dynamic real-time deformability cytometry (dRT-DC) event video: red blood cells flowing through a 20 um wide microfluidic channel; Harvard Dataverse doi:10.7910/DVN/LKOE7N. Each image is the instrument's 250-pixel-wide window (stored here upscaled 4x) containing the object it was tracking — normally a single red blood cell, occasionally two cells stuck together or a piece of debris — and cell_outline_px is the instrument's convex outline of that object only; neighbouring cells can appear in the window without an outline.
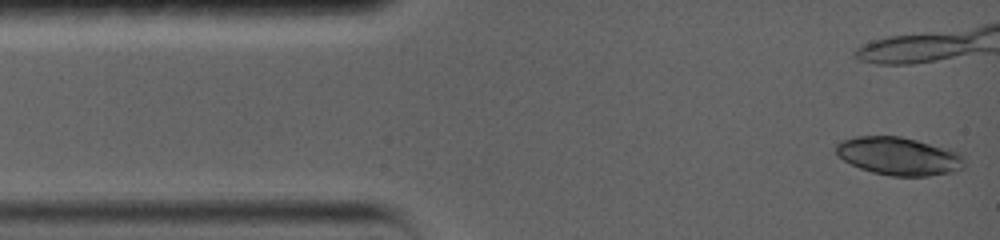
{"species": "common noctule bat (a hibernating species)", "species_latin": "Nyctalus noctula", "temperature_condition": "warm", "stored_images_in_passage": 6, "camera_frame_rate_fps": 5000, "um_per_image_px": 0.085, "animal": {"sex": "female", "body_mass_g": 19.0, "forearm_length_mm": 56.7}, "frame": {"image": 1, "passage_image": 1, "time_ms": 0.0, "image_size_px": [1000, 240], "cell_outline_px": [[964, 168], [952, 172], [928, 176], [892, 176], [872, 172], [860, 168], [844, 160], [836, 152], [836, 144], [840, 140], [856, 136], [900, 136], [948, 148], [964, 156]], "centroid_in_image_um": [76.4, 13.27], "position_along_channel_um": 8.6, "area_um2": 28.44}}